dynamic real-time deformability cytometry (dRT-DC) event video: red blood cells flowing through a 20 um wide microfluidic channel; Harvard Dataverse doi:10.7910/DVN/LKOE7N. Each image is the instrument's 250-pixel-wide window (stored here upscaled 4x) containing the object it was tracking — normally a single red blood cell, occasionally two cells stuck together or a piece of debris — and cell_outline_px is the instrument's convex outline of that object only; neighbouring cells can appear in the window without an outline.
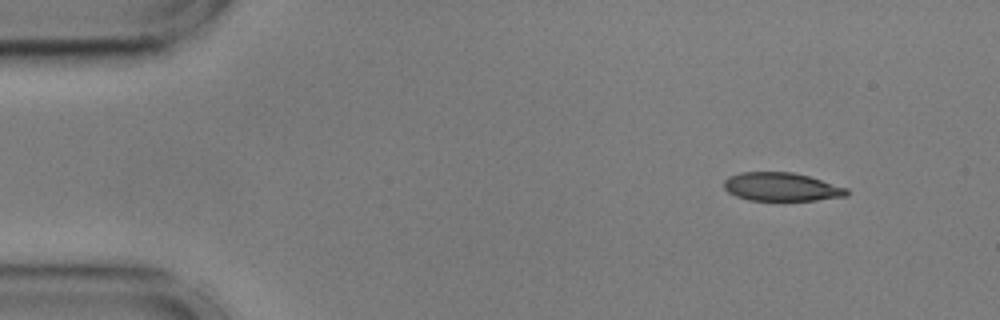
{"species": "common noctule bat (a hibernating species)", "species_latin": "Nyctalus noctula", "temperature_condition": "cold", "stored_images_in_passage": 44, "camera_frame_rate_fps": 3000, "um_per_image_px": 0.085, "animal": {"sex": "male", "body_mass_g": 17.9, "forearm_length_mm": 54.2}, "frame": {"image": 1, "passage_image": 1, "time_ms": 0.0, "image_size_px": [1000, 320], "cell_outline_px": [[848, 196], [816, 200], [748, 200], [736, 196], [728, 192], [724, 188], [724, 180], [728, 176], [740, 172], [792, 172], [808, 176], [848, 188]], "centroid_in_image_um": [66.41, 15.88], "position_along_channel_um": 18.6, "area_um2": 20.35}}
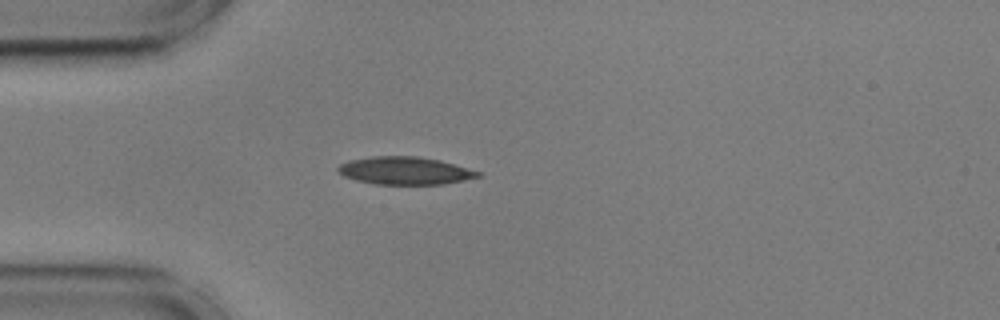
{"frame": {"image": 2, "passage_image": 10, "time_ms": 3.0, "image_size_px": [1000, 320], "cell_outline_px": [[480, 176], [464, 180], [444, 184], [376, 184], [356, 180], [344, 176], [336, 168], [340, 164], [348, 160], [368, 156], [420, 156], [440, 160], [480, 172]], "centroid_in_image_um": [34.38, 14.5], "position_along_channel_um": 50.6, "area_um2": 22.54}}
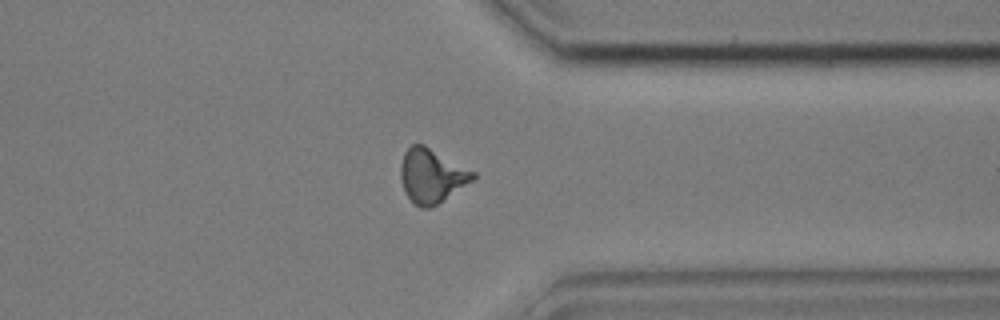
{"frame": {"image": 3, "passage_image": 38, "time_ms": 12.333, "image_size_px": [1000, 320], "cell_outline_px": [[476, 176], [472, 180], [436, 204], [428, 208], [420, 208], [412, 204], [404, 192], [400, 180], [400, 164], [404, 152], [412, 144], [424, 144], [476, 172]], "centroid_in_image_um": [36.64, 14.93], "position_along_channel_um": 374.8, "area_um2": 22.77}, "authors_computed_cell_mechanics": {"area_um2": 21.7906, "velocity_mm_per_s": 3.6138, "shape_relaxation_time_tau1_ms": 7.0351, "shape_relaxation_time_tau2_ms": 2.3301, "deformation_change_tau1": 0.188, "deformation_change_tau2": 0.0907}}